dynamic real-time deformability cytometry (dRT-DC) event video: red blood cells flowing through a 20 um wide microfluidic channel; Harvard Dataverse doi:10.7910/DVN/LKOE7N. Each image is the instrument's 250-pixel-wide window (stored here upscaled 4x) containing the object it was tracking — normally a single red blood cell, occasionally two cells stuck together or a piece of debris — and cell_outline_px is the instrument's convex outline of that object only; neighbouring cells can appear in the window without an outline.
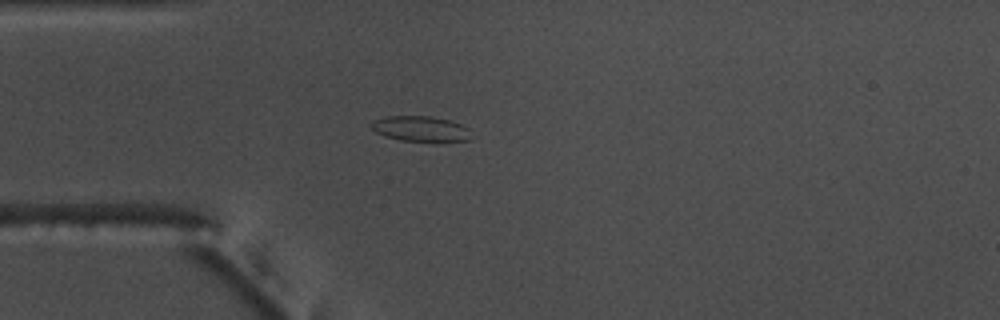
{"species": "common noctule bat (a hibernating species)", "species_latin": "Nyctalus noctula", "temperature_condition": "warm", "stored_images_in_passage": 48, "camera_frame_rate_fps": 3000, "um_per_image_px": 0.085, "animal": {"sex": "male", "body_mass_g": 17.5, "forearm_length_mm": 52.3}, "frame": {"image": 1, "passage_image": 8, "time_ms": 2.333, "image_size_px": [1000, 320], "cell_outline_px": [[472, 140], [400, 140], [384, 136], [376, 132], [372, 128], [372, 120], [384, 116], [428, 116], [448, 120], [460, 124], [468, 128]], "centroid_in_image_um": [35.71, 10.92], "position_along_channel_um": 49.3, "area_um2": 14.39}}
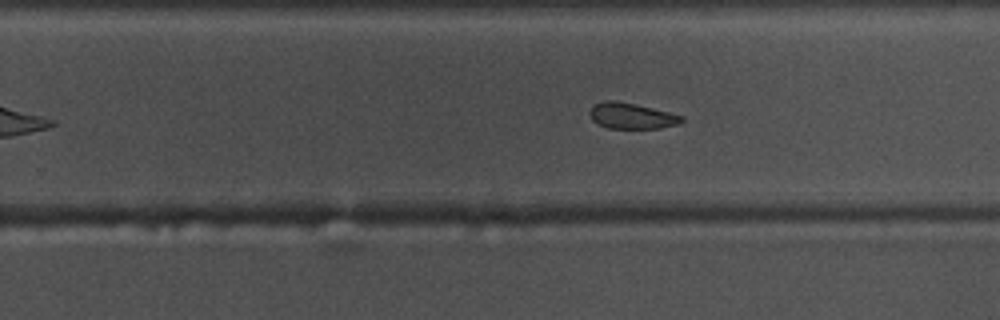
{"frame": {"image": 2, "passage_image": 27, "time_ms": 8.667, "image_size_px": [1000, 320], "cell_outline_px": [[684, 120], [680, 124], [660, 128], [608, 128], [596, 124], [592, 120], [588, 112], [592, 104], [604, 100], [616, 100], [636, 104], [684, 116]], "centroid_in_image_um": [53.64, 9.84], "position_along_channel_um": 276.2, "area_um2": 14.1}}
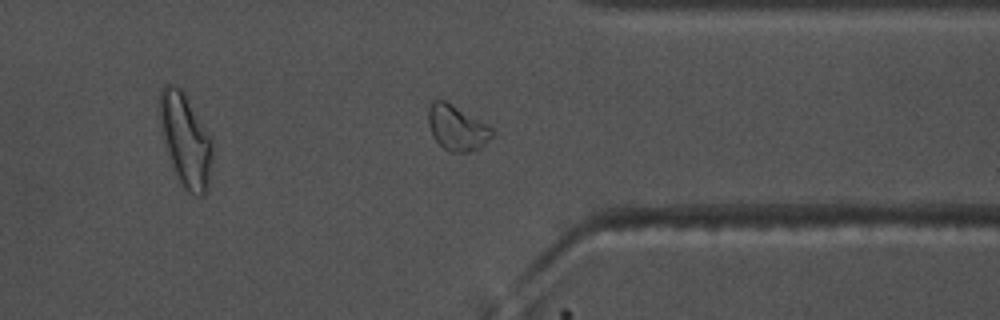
{"frame": {"image": 3, "passage_image": 35, "time_ms": 11.333, "image_size_px": [1000, 320], "cell_outline_px": [[496, 132], [480, 148], [468, 152], [448, 152], [432, 136], [428, 124], [428, 108], [432, 100], [444, 100], [452, 104], [492, 128]], "centroid_in_image_um": [38.81, 10.87], "position_along_channel_um": 372.6, "area_um2": 16.7}, "authors_computed_cell_mechanics": {"area_um2": 15.0569, "velocity_mm_per_s": 3.7467, "shape_relaxation_time_tau1_ms": null, "shape_relaxation_time_tau2_ms": 3.116, "deformation_change_tau1": null, "deformation_change_tau2": 0.0829}}